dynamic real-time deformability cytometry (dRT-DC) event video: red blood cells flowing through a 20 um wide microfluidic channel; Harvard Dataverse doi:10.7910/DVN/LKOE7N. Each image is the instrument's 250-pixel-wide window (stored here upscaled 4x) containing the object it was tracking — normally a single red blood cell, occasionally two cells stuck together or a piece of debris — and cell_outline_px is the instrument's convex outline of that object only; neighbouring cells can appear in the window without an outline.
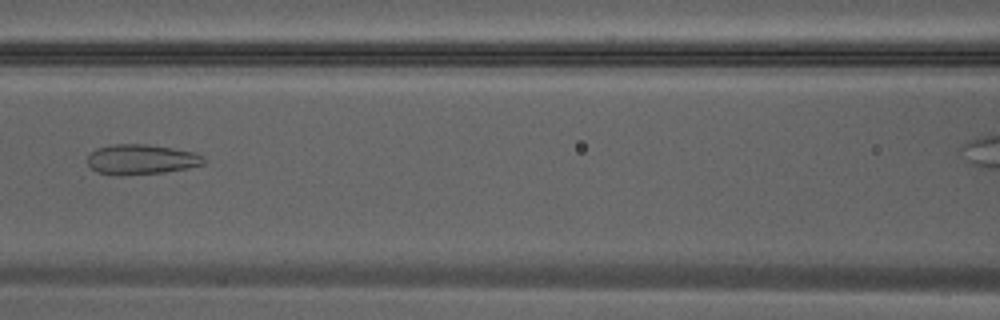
{"species": "Egyptian fruit bat (a non-hibernating species)", "species_latin": "Rousettus aegyptiacus", "temperature_condition": "warm", "stored_images_in_passage": 24, "camera_frame_rate_fps": 3000, "um_per_image_px": 0.085, "animal": {"sex": "male"}, "frame": {"image": 1, "passage_image": 8, "time_ms": 2.333, "image_size_px": [1000, 320], "cell_outline_px": [[204, 164], [188, 168], [164, 172], [120, 176], [116, 176], [96, 172], [88, 164], [88, 156], [96, 148], [112, 144], [144, 144], [172, 148], [196, 152], [204, 156]], "centroid_in_image_um": [12.0, 13.56], "position_along_channel_um": 154.6, "area_um2": 20.52}}
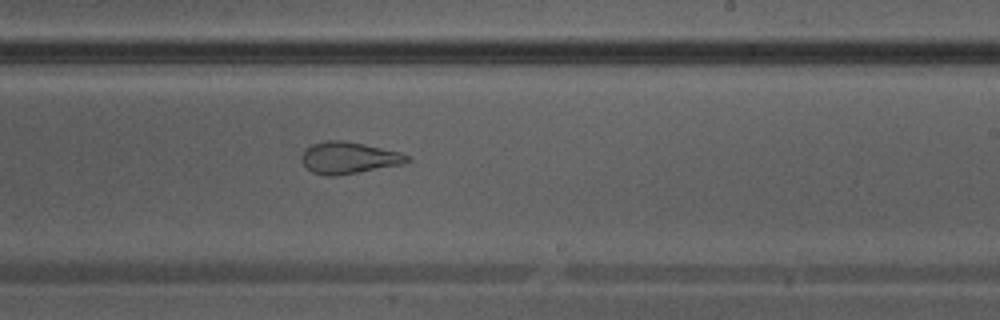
{"frame": {"image": 2, "passage_image": 14, "time_ms": 4.333, "image_size_px": [1000, 320], "cell_outline_px": [[412, 160], [404, 164], [336, 176], [324, 176], [312, 172], [300, 160], [300, 156], [312, 144], [324, 140], [340, 140], [364, 144], [400, 152], [408, 156]], "centroid_in_image_um": [29.64, 13.42], "position_along_channel_um": 259.4, "area_um2": 19.54}}
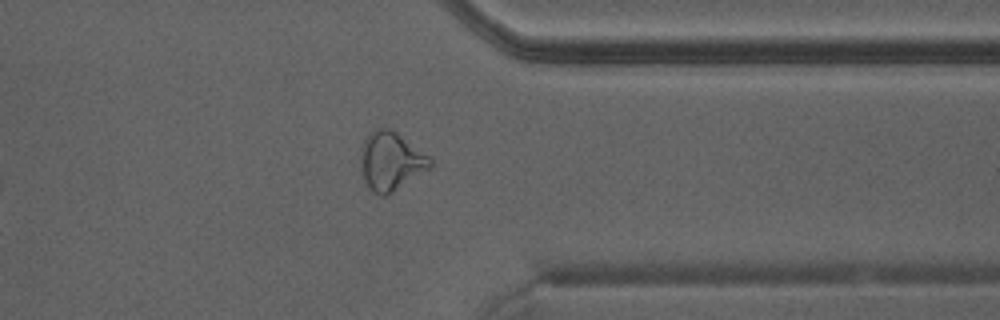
{"frame": {"image": 3, "passage_image": 21, "time_ms": 6.667, "image_size_px": [1000, 320], "cell_outline_px": [[432, 168], [388, 196], [380, 196], [368, 188], [364, 180], [360, 168], [360, 156], [364, 140], [376, 128], [392, 128], [432, 156]], "centroid_in_image_um": [33.27, 13.72], "position_along_channel_um": 378.1, "area_um2": 24.45}}